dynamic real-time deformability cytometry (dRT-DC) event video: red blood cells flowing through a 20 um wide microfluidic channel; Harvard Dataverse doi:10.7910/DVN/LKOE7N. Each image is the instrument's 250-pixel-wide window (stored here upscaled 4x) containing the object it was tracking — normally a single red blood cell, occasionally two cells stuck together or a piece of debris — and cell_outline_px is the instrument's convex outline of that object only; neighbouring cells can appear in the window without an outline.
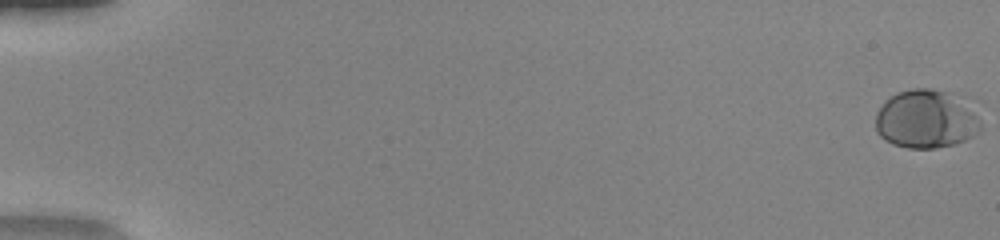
{"species": "human", "species_latin": "Homo sapiens", "temperature_condition": "warm", "stored_images_in_passage": 52, "camera_frame_rate_fps": 3000, "um_per_image_px": 0.085, "donor": {"sex": "female"}, "frame": {"image": 1, "passage_image": 1, "time_ms": 0.0, "image_size_px": [1000, 240], "cell_outline_px": [[980, 132], [956, 144], [936, 148], [908, 148], [892, 144], [884, 140], [876, 132], [876, 112], [884, 100], [896, 92], [912, 88], [932, 88], [952, 92], [964, 96], [972, 100], [976, 104], [980, 120]], "centroid_in_image_um": [78.79, 10.08], "position_along_channel_um": 6.2, "area_um2": 37.34}}
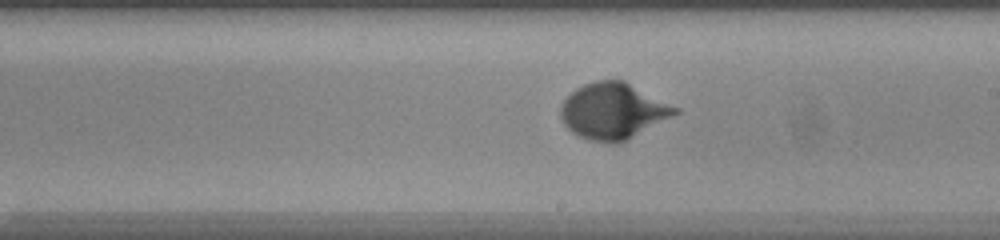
{"frame": {"image": 2, "passage_image": 32, "time_ms": 10.333, "image_size_px": [1000, 240], "cell_outline_px": [[680, 112], [628, 140], [616, 144], [612, 144], [588, 140], [572, 132], [564, 124], [560, 116], [560, 104], [576, 88], [584, 84], [596, 80], [624, 80], [680, 108]], "centroid_in_image_um": [52.12, 9.44], "position_along_channel_um": 236.9, "area_um2": 37.63}}
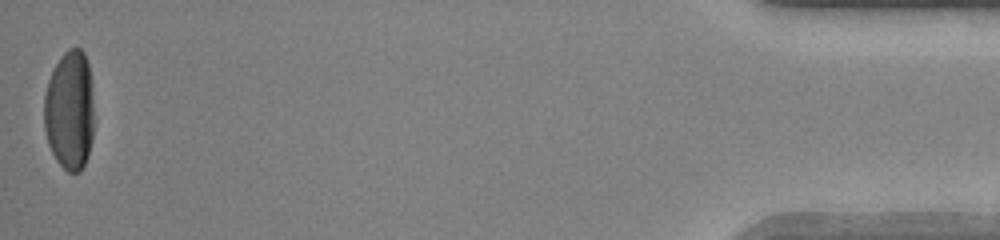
{"frame": {"image": 3, "passage_image": 52, "time_ms": 17.0, "image_size_px": [1000, 240], "cell_outline_px": [[92, 140], [88, 156], [80, 172], [68, 172], [56, 160], [48, 144], [44, 128], [44, 96], [48, 80], [60, 56], [68, 48], [80, 48], [84, 52], [88, 64], [92, 100]], "centroid_in_image_um": [5.9, 9.39], "position_along_channel_um": 429.3, "area_um2": 34.68}, "authors_computed_cell_mechanics": {"area_um2": 34.7089, "velocity_mm_per_s": 4.1251, "shape_relaxation_time_tau1_ms": 2.682, "shape_relaxation_time_tau2_ms": null, "deformation_change_tau1": 0.1911, "deformation_change_tau2": null}}